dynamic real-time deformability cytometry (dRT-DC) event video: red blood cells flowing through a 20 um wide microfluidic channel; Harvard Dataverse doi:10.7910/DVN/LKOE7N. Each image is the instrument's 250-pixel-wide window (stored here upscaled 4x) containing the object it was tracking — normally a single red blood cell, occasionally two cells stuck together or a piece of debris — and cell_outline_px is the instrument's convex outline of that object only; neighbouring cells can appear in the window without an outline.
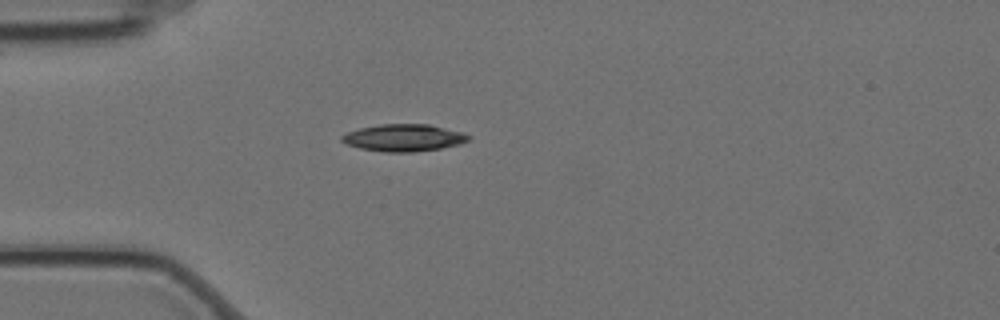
{"species": "Egyptian fruit bat (a non-hibernating species)", "species_latin": "Rousettus aegyptiacus", "temperature_condition": "cold", "stored_images_in_passage": 6, "camera_frame_rate_fps": 3000, "um_per_image_px": 0.085, "animal": {"sex": "female"}, "frame": {"image": 1, "passage_image": 5, "time_ms": 1.333, "image_size_px": [1000, 320], "cell_outline_px": [[472, 136], [468, 140], [460, 144], [440, 148], [412, 152], [384, 152], [360, 148], [348, 144], [340, 140], [340, 136], [348, 132], [360, 128], [380, 124], [428, 124], [464, 132]], "centroid_in_image_um": [34.33, 11.7], "position_along_channel_um": 50.7, "area_um2": 20.0}}